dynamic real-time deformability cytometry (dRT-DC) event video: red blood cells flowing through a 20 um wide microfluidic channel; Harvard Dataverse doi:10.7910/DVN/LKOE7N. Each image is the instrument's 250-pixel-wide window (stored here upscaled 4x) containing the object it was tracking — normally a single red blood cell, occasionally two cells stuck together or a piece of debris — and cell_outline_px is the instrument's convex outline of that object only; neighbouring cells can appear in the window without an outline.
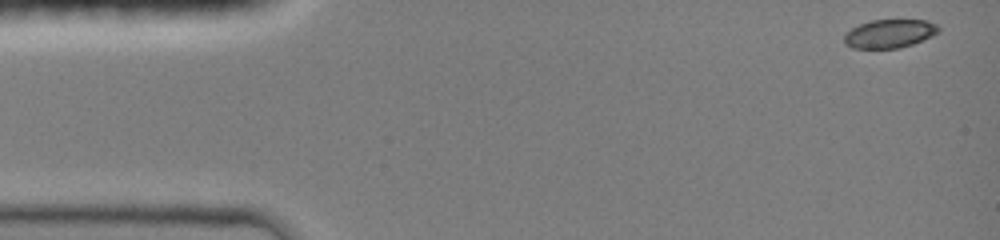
{"species": "common noctule bat (a hibernating species)", "species_latin": "Nyctalus noctula", "temperature_condition": "room temperature", "stored_images_in_passage": 14, "camera_frame_rate_fps": 3000, "um_per_image_px": 0.085, "animal": {"sex": "female", "body_mass_g": 19.0, "forearm_length_mm": 51.5}, "frame": {"image": 1, "passage_image": 1, "time_ms": 0.0, "image_size_px": [1000, 240], "cell_outline_px": [[940, 32], [932, 36], [912, 44], [900, 48], [852, 48], [844, 44], [844, 32], [860, 24], [872, 20], [928, 20], [936, 24], [940, 28]], "centroid_in_image_um": [75.61, 2.86], "position_along_channel_um": 9.4, "area_um2": 15.78}}
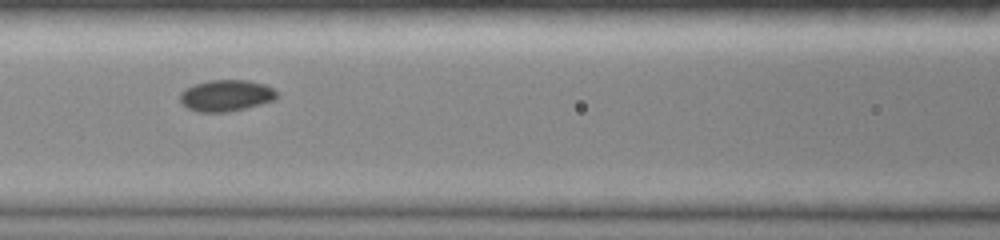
{"frame": {"image": 2, "passage_image": 10, "time_ms": 6.0, "image_size_px": [1000, 240], "cell_outline_px": [[280, 96], [276, 100], [228, 112], [196, 112], [188, 108], [180, 100], [180, 92], [184, 88], [208, 80], [248, 80], [264, 84], [272, 88]], "centroid_in_image_um": [19.23, 8.12], "position_along_channel_um": 147.4, "area_um2": 17.8}}
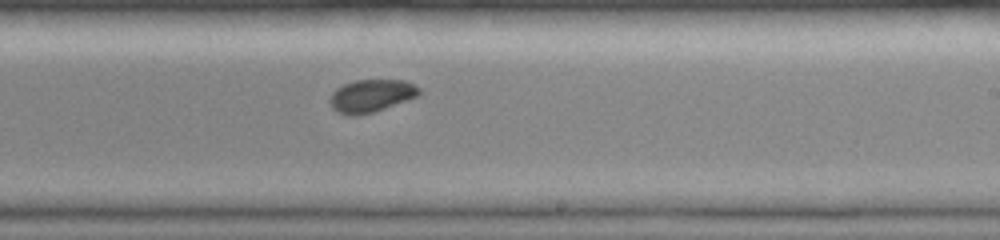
{"frame": {"image": 3, "passage_image": 14, "time_ms": 8.667, "image_size_px": [1000, 240], "cell_outline_px": [[420, 92], [416, 96], [384, 108], [372, 112], [356, 116], [348, 116], [336, 112], [332, 108], [328, 100], [332, 92], [336, 88], [344, 84], [356, 80], [404, 80], [420, 88]], "centroid_in_image_um": [31.48, 8.15], "position_along_channel_um": 257.5, "area_um2": 16.88}}